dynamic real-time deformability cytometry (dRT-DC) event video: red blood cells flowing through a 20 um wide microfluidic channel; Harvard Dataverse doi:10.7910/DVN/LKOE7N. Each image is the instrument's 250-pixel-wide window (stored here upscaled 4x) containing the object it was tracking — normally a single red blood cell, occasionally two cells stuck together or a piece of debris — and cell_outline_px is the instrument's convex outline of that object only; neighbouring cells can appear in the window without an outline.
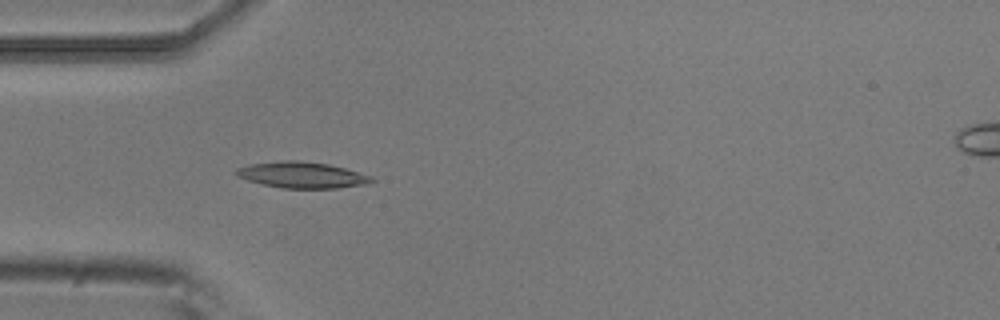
{"species": "common noctule bat (a hibernating species)", "species_latin": "Nyctalus noctula", "temperature_condition": "room temperature", "stored_images_in_passage": 5, "camera_frame_rate_fps": 3000, "um_per_image_px": 0.085, "animal": {"sex": "male", "body_mass_g": 20.5, "forearm_length_mm": 52.5}, "frame": {"image": 1, "passage_image": 4, "time_ms": 1.0, "image_size_px": [1000, 320], "cell_outline_px": [[376, 180], [368, 184], [336, 188], [280, 188], [260, 184], [236, 176], [232, 172], [236, 168], [252, 164], [284, 160], [296, 160], [328, 164], [344, 168], [372, 176]], "centroid_in_image_um": [25.64, 14.88], "position_along_channel_um": 59.4, "area_um2": 20.69}}